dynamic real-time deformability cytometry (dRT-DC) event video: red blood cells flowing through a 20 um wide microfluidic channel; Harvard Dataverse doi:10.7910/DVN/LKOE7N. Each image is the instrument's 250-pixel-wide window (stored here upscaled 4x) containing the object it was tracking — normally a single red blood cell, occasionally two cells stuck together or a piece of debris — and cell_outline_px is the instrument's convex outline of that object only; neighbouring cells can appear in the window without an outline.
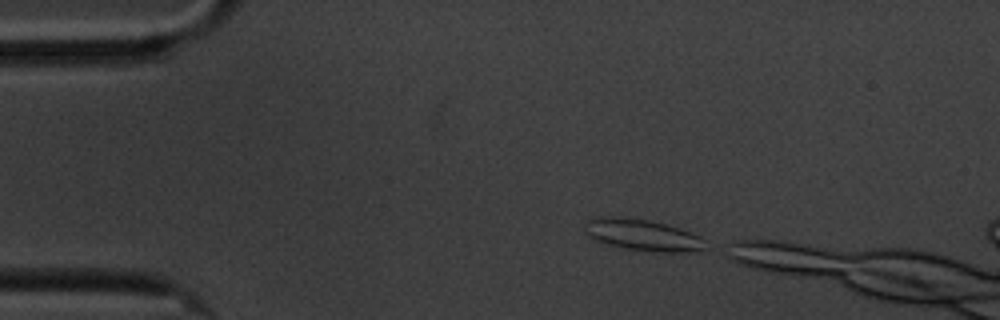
{"species": "common noctule bat (a hibernating species)", "species_latin": "Nyctalus noctula", "temperature_condition": "cold", "stored_images_in_passage": 3, "camera_frame_rate_fps": 3000, "um_per_image_px": 0.085, "animal": {"sex": "male", "body_mass_g": 20.1, "forearm_length_mm": 53.5}, "frame": {"image": 1, "passage_image": 1, "time_ms": 0.0, "image_size_px": [1000, 320], "cell_outline_px": [[704, 248], [696, 252], [652, 252], [624, 248], [600, 244], [592, 240], [584, 232], [588, 220], [596, 216], [624, 216], [648, 220], [668, 224], [680, 228], [700, 236], [704, 240]], "centroid_in_image_um": [54.56, 19.97], "position_along_channel_um": 30.4, "area_um2": 22.72}}